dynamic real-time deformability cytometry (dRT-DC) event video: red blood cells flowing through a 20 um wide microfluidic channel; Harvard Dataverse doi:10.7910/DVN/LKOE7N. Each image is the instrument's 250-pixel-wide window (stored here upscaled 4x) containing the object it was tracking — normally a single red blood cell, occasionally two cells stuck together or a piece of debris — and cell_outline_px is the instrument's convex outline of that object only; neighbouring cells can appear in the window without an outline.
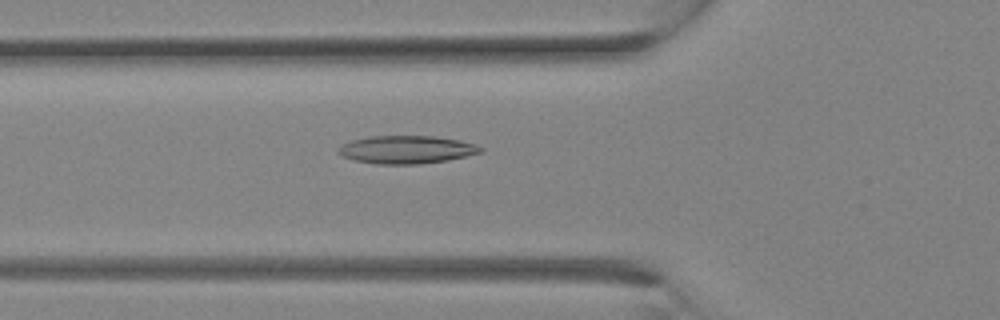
{"species": "Egyptian fruit bat (a non-hibernating species)", "species_latin": "Rousettus aegyptiacus", "temperature_condition": "room temperature", "stored_images_in_passage": 30, "camera_frame_rate_fps": 3000, "um_per_image_px": 0.085, "animal": {"sex": "female"}, "frame": {"image": 1, "passage_image": 11, "time_ms": 3.333, "image_size_px": [1000, 320], "cell_outline_px": [[484, 152], [448, 160], [420, 164], [376, 164], [356, 160], [340, 156], [336, 152], [340, 144], [352, 140], [368, 136], [432, 136], [460, 140], [476, 144], [484, 148]], "centroid_in_image_um": [34.55, 12.71], "position_along_channel_um": 91.3, "area_um2": 23.41}}
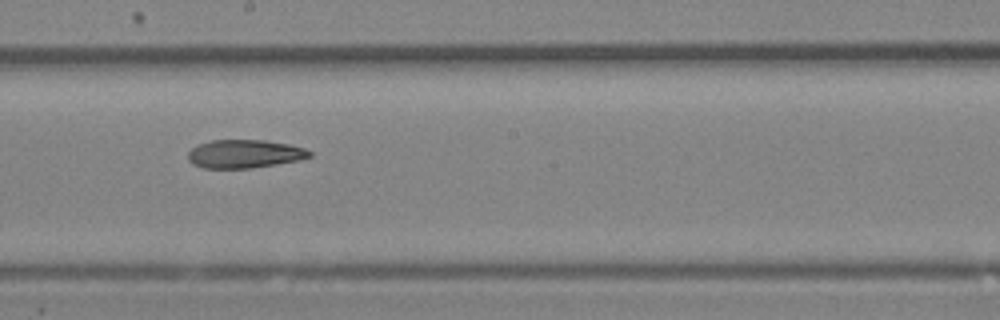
{"frame": {"image": 2, "passage_image": 17, "time_ms": 5.333, "image_size_px": [1000, 320], "cell_outline_px": [[312, 156], [300, 160], [252, 168], [204, 168], [192, 164], [188, 160], [188, 152], [196, 144], [212, 140], [264, 140], [288, 144], [304, 148], [312, 152]], "centroid_in_image_um": [20.77, 13.08], "position_along_channel_um": 227.4, "area_um2": 20.17}}
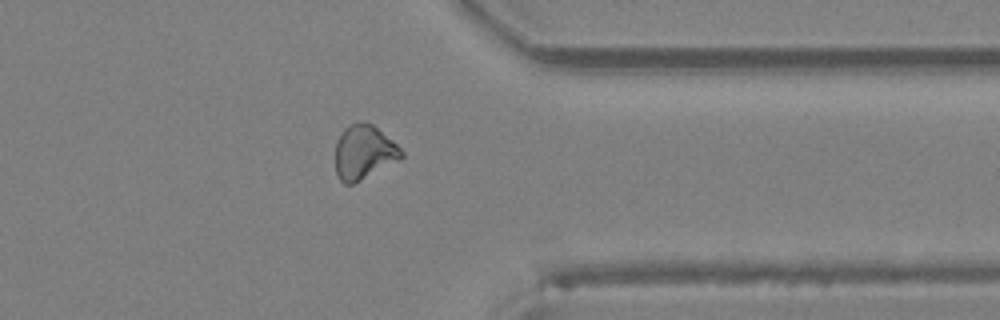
{"frame": {"image": 3, "passage_image": 24, "time_ms": 7.667, "image_size_px": [1000, 320], "cell_outline_px": [[404, 156], [400, 160], [352, 184], [344, 184], [340, 180], [336, 172], [336, 140], [344, 128], [348, 124], [356, 120], [372, 124], [392, 140], [404, 152]], "centroid_in_image_um": [30.92, 12.92], "position_along_channel_um": 380.5, "area_um2": 20.92}}